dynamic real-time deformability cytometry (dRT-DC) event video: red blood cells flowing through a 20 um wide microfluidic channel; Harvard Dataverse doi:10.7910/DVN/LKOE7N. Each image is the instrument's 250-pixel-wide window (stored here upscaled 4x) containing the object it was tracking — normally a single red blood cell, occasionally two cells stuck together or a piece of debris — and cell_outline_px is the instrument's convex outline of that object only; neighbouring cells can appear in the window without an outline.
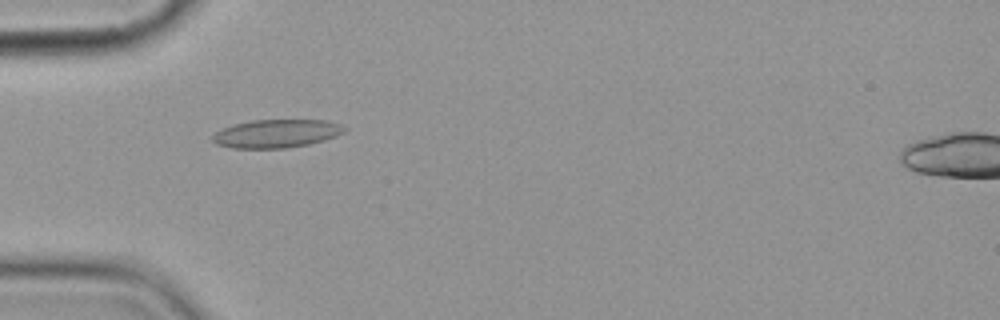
{"species": "common noctule bat (a hibernating species)", "species_latin": "Nyctalus noctula", "temperature_condition": "cold", "stored_images_in_passage": 4, "camera_frame_rate_fps": 3000, "um_per_image_px": 0.085, "animal": {"sex": "female", "body_mass_g": 19.9}, "frame": {"image": 1, "passage_image": 4, "time_ms": 3.333, "image_size_px": [1000, 320], "cell_outline_px": [[348, 128], [344, 132], [336, 136], [324, 140], [308, 144], [284, 148], [232, 148], [216, 144], [212, 140], [212, 136], [216, 132], [232, 124], [252, 120], [328, 120], [340, 124]], "centroid_in_image_um": [23.51, 11.35], "position_along_channel_um": 61.5, "area_um2": 21.73}}